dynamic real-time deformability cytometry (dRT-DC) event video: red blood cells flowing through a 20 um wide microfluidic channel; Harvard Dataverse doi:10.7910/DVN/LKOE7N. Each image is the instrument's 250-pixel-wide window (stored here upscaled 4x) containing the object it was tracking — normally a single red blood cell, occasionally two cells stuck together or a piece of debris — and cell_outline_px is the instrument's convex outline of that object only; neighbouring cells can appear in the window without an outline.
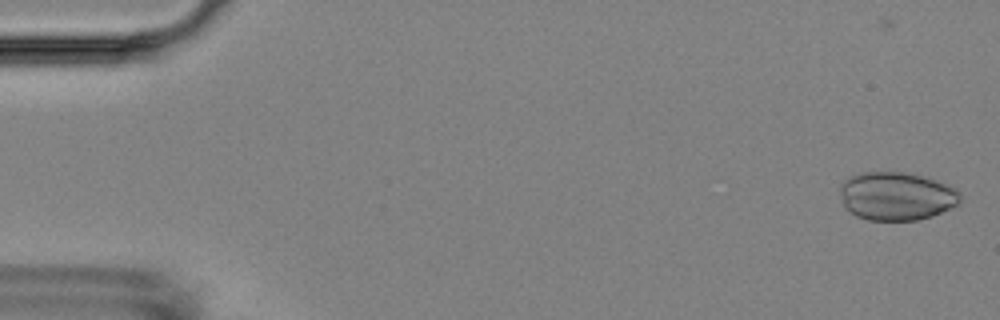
{"species": "Egyptian fruit bat (a non-hibernating species)", "species_latin": "Rousettus aegyptiacus", "temperature_condition": "room temperature", "stored_images_in_passage": 11, "camera_frame_rate_fps": 3000, "um_per_image_px": 0.085, "animal": {"sex": "female"}, "frame": {"image": 1, "passage_image": 1, "time_ms": 0.0, "image_size_px": [1000, 320], "cell_outline_px": [[960, 200], [956, 204], [932, 216], [916, 220], [868, 220], [856, 216], [844, 208], [840, 192], [840, 184], [848, 176], [860, 172], [904, 172], [924, 176], [936, 180], [956, 188], [960, 192]], "centroid_in_image_um": [76.15, 16.66], "position_along_channel_um": 8.8, "area_um2": 33.99}}
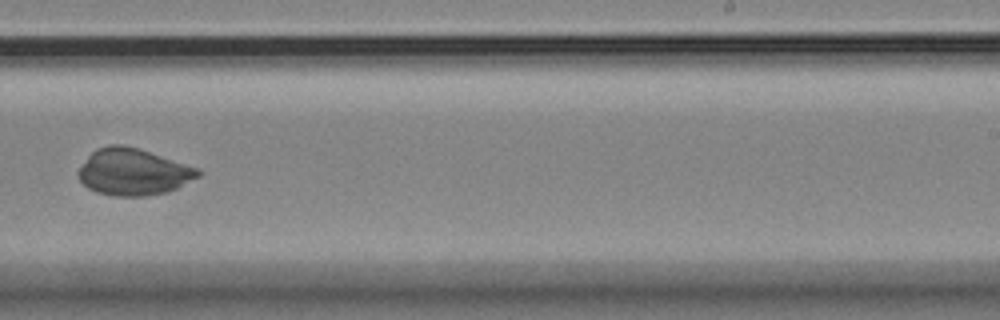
{"frame": {"image": 2, "passage_image": 10, "time_ms": 11.333, "image_size_px": [1000, 320], "cell_outline_px": [[200, 176], [168, 192], [144, 196], [112, 196], [96, 192], [88, 188], [76, 176], [76, 172], [88, 156], [96, 148], [108, 144], [124, 144], [140, 148], [200, 168]], "centroid_in_image_um": [11.31, 14.6], "position_along_channel_um": 277.7, "area_um2": 33.0}}
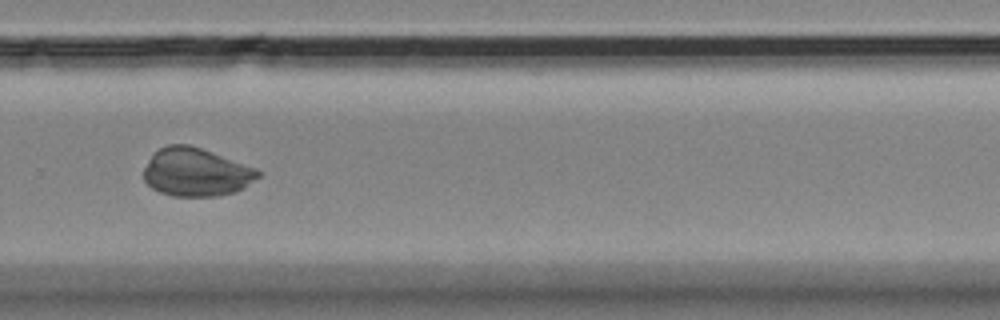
{"frame": {"image": 3, "passage_image": 11, "time_ms": 12.333, "image_size_px": [1000, 320], "cell_outline_px": [[260, 176], [244, 188], [236, 192], [216, 196], [172, 196], [160, 192], [152, 188], [144, 180], [144, 168], [148, 160], [160, 148], [168, 144], [188, 144], [200, 148], [256, 168], [260, 172]], "centroid_in_image_um": [16.66, 14.65], "position_along_channel_um": 313.1, "area_um2": 31.96}}